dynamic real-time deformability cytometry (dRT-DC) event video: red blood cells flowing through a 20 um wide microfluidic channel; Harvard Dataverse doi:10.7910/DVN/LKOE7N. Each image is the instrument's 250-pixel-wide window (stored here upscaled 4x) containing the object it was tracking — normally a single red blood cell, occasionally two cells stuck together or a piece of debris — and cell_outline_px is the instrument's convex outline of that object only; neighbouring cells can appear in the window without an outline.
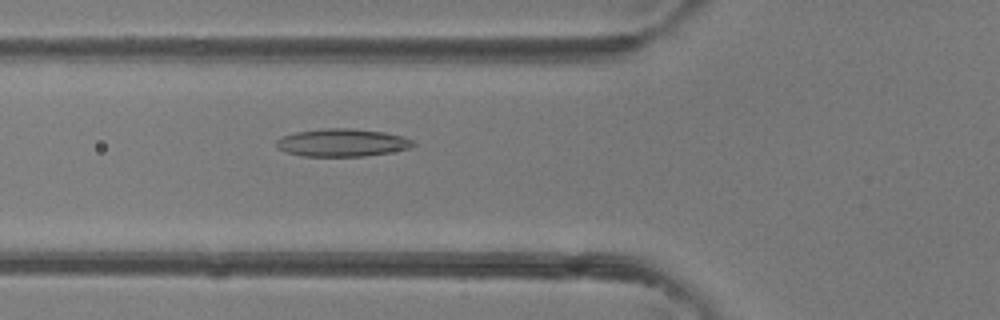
{"species": "common noctule bat (a hibernating species)", "species_latin": "Nyctalus noctula", "temperature_condition": "room temperature", "stored_images_in_passage": 5, "camera_frame_rate_fps": 3000, "um_per_image_px": 0.085, "animal": {"sex": "female"}, "frame": {"image": 1, "passage_image": 5, "time_ms": 4.667, "image_size_px": [1000, 320], "cell_outline_px": [[416, 144], [408, 148], [388, 152], [364, 156], [304, 156], [288, 152], [280, 148], [276, 144], [276, 140], [284, 136], [296, 132], [320, 128], [352, 128], [384, 132], [400, 136], [412, 140]], "centroid_in_image_um": [29.08, 12.11], "position_along_channel_um": 96.7, "area_um2": 21.79}}